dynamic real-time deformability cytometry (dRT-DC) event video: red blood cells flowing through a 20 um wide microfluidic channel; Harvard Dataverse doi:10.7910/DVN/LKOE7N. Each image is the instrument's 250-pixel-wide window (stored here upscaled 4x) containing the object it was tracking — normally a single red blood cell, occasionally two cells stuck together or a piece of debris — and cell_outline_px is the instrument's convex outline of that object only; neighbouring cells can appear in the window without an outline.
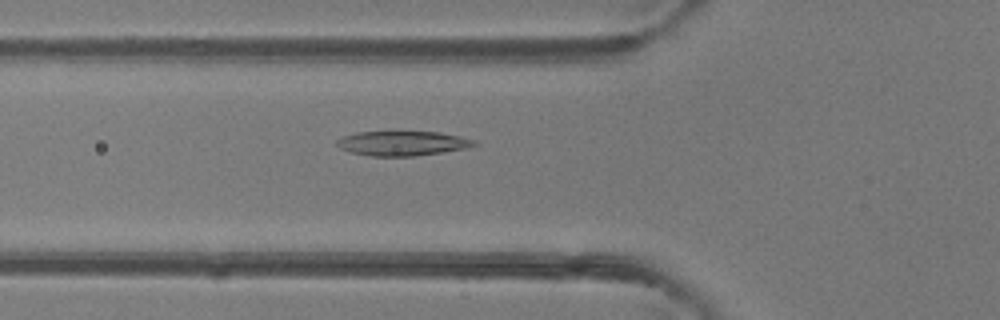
{"species": "common noctule bat (a hibernating species)", "species_latin": "Nyctalus noctula", "temperature_condition": "room temperature", "stored_images_in_passage": 47, "camera_frame_rate_fps": 3000, "um_per_image_px": 0.085, "animal": {"sex": "female"}, "frame": {"image": 1, "passage_image": 17, "time_ms": 5.333, "image_size_px": [1000, 320], "cell_outline_px": [[480, 144], [468, 148], [416, 156], [372, 156], [352, 152], [340, 148], [336, 144], [336, 140], [340, 136], [356, 132], [440, 132], [460, 136], [476, 140]], "centroid_in_image_um": [34.24, 12.18], "position_along_channel_um": 91.6, "area_um2": 19.83}}
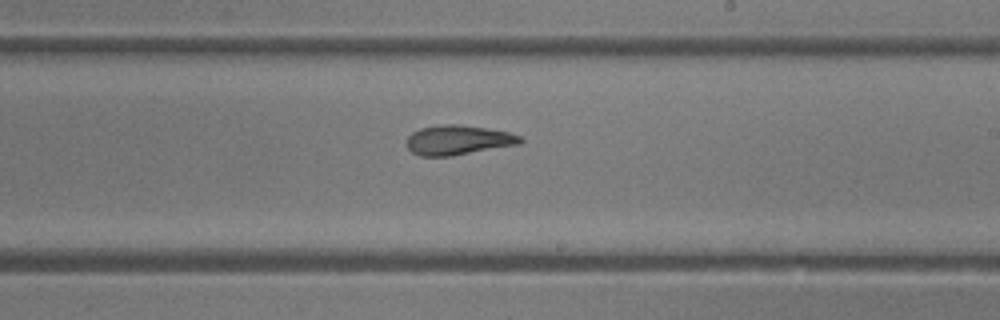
{"frame": {"image": 2, "passage_image": 28, "time_ms": 9.0, "image_size_px": [1000, 320], "cell_outline_px": [[524, 140], [520, 144], [452, 156], [420, 156], [412, 152], [404, 144], [408, 136], [412, 132], [420, 128], [440, 124], [460, 124], [488, 128], [508, 132], [520, 136]], "centroid_in_image_um": [38.91, 11.9], "position_along_channel_um": 250.1, "area_um2": 19.88}}
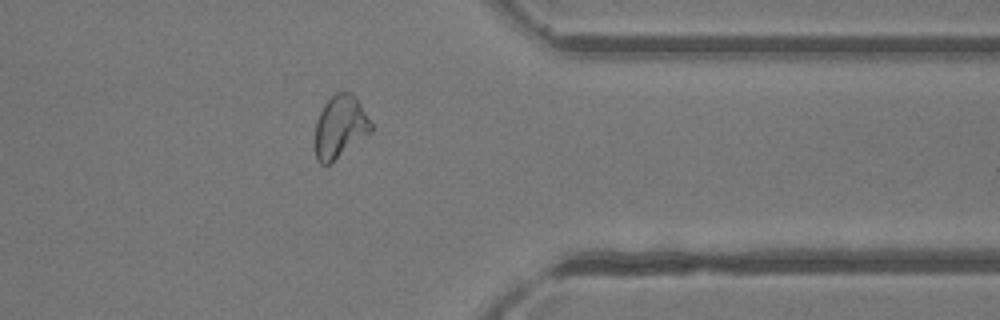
{"frame": {"image": 3, "passage_image": 38, "time_ms": 12.333, "image_size_px": [1000, 320], "cell_outline_px": [[372, 132], [328, 164], [320, 164], [316, 160], [316, 120], [324, 104], [336, 92], [352, 92], [356, 96], [372, 124]], "centroid_in_image_um": [28.92, 10.75], "position_along_channel_um": 382.5, "area_um2": 20.17}, "authors_computed_cell_mechanics": {"area_um2": 21.0392, "velocity_mm_per_s": 4.3003, "shape_relaxation_time_tau1_ms": 10.6889, "shape_relaxation_time_tau2_ms": 2.0429, "deformation_change_tau1": 0.2886, "deformation_change_tau2": 0.0948}}